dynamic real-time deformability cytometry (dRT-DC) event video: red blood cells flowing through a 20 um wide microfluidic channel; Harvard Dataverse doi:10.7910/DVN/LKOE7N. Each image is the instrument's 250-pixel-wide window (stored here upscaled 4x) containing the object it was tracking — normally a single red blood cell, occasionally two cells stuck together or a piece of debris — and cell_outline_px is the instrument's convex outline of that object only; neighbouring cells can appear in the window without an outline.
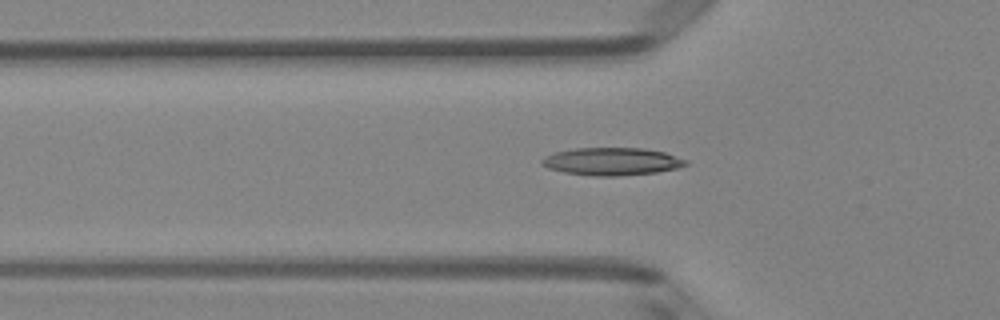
{"species": "Egyptian fruit bat (a non-hibernating species)", "species_latin": "Rousettus aegyptiacus", "temperature_condition": "room temperature", "stored_images_in_passage": 37, "camera_frame_rate_fps": 3000, "um_per_image_px": 0.085, "animal": {"sex": "female"}, "frame": {"image": 1, "passage_image": 5, "time_ms": 1.333, "image_size_px": [1000, 320], "cell_outline_px": [[688, 164], [676, 168], [656, 172], [616, 176], [592, 176], [564, 172], [548, 168], [540, 164], [540, 160], [544, 156], [556, 152], [576, 148], [644, 148], [664, 152], [688, 160]], "centroid_in_image_um": [51.98, 13.72], "position_along_channel_um": 73.8, "area_um2": 23.18}}
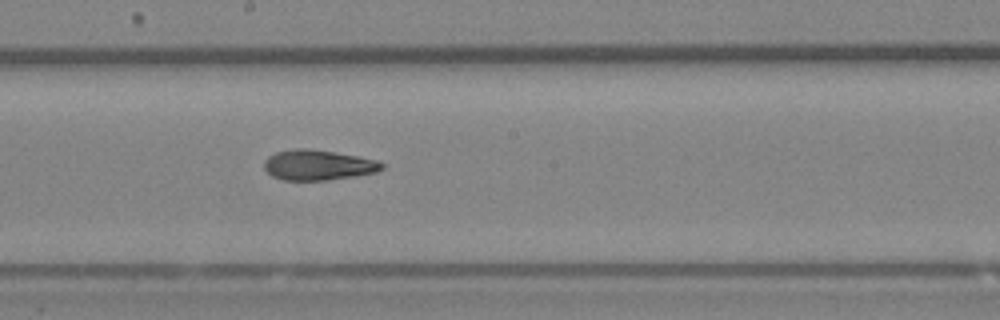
{"frame": {"image": 2, "passage_image": 16, "time_ms": 5.0, "image_size_px": [1000, 320], "cell_outline_px": [[384, 168], [376, 172], [356, 176], [328, 180], [284, 180], [272, 176], [264, 168], [264, 160], [268, 156], [276, 152], [296, 148], [308, 148], [360, 156], [376, 160], [384, 164]], "centroid_in_image_um": [27.04, 14.02], "position_along_channel_um": 221.2, "area_um2": 20.87}}
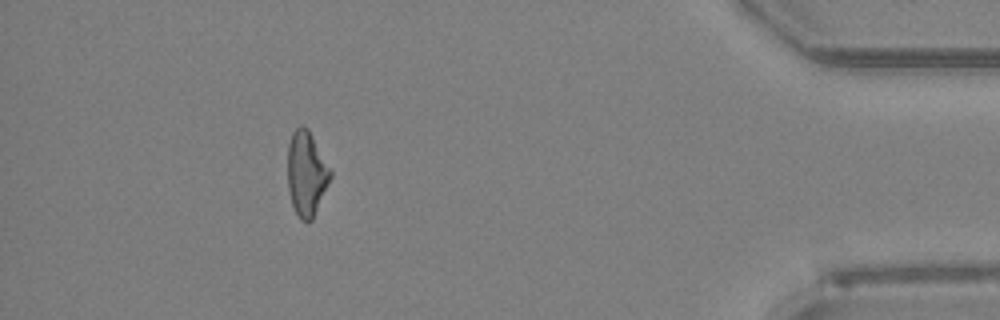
{"frame": {"image": 3, "passage_image": 34, "time_ms": 11.0, "image_size_px": [1000, 320], "cell_outline_px": [[332, 176], [312, 220], [308, 224], [300, 220], [292, 204], [288, 192], [288, 144], [292, 132], [300, 124], [308, 128], [332, 172]], "centroid_in_image_um": [26.04, 14.76], "position_along_channel_um": 409.2, "area_um2": 21.15}, "authors_computed_cell_mechanics": {"area_um2": 21.2704, "velocity_mm_per_s": 4.0195, "shape_relaxation_time_tau1_ms": 4.5399, "shape_relaxation_time_tau2_ms": 4.7037, "deformation_change_tau1": 0.1385, "deformation_change_tau2": 0.1419}}